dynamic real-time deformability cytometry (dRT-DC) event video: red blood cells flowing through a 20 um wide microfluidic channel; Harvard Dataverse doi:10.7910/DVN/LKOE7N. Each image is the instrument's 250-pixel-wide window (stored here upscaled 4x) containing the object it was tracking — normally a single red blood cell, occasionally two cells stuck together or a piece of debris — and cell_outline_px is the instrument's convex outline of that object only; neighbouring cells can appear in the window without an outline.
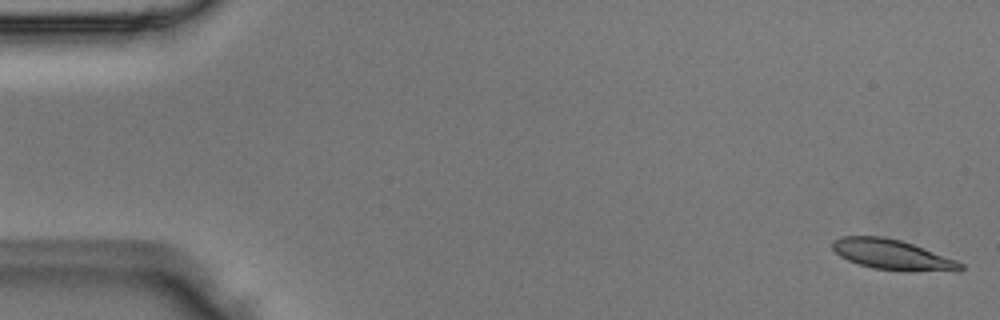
{"species": "Egyptian fruit bat (a non-hibernating species)", "species_latin": "Rousettus aegyptiacus", "temperature_condition": "room temperature", "stored_images_in_passage": 51, "segment_of_instrument_passage": [1, 2], "camera_frame_rate_fps": 3000, "um_per_image_px": 0.085, "animal": {"sex": "male"}, "frame": {"image": 1, "passage_image": 1, "time_ms": 0.0, "image_size_px": [1000, 320], "cell_outline_px": [[964, 268], [960, 272], [872, 268], [848, 260], [840, 256], [832, 248], [832, 240], [840, 236], [884, 236], [900, 240], [912, 244], [956, 260], [964, 264]], "centroid_in_image_um": [75.84, 21.63], "position_along_channel_um": 9.2, "area_um2": 22.2}}
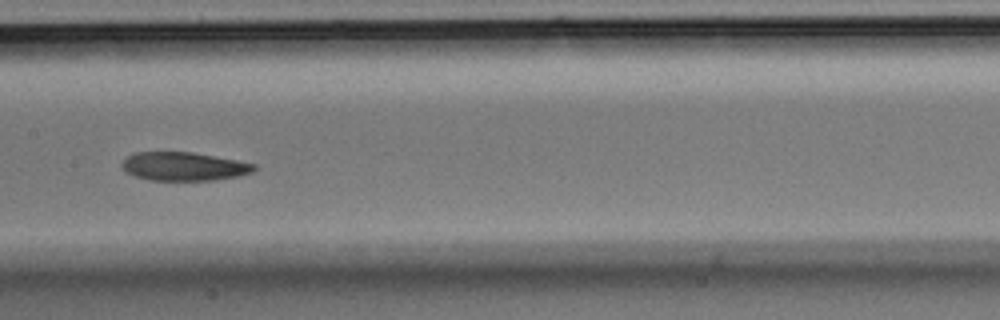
{"frame": {"image": 2, "passage_image": 25, "time_ms": 8.0, "image_size_px": [1000, 320], "cell_outline_px": [[256, 168], [252, 172], [240, 176], [216, 180], [148, 180], [136, 176], [128, 172], [120, 164], [124, 156], [136, 152], [192, 152], [236, 160], [256, 164]], "centroid_in_image_um": [15.62, 14.14], "position_along_channel_um": 191.8, "area_um2": 22.02}}
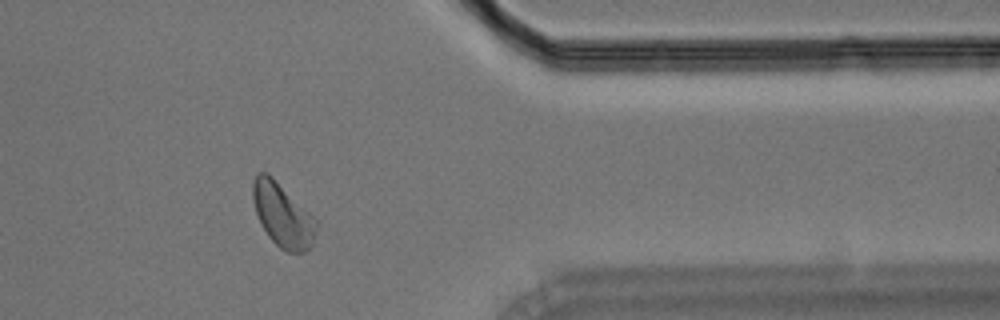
{"frame": {"image": 3, "passage_image": 41, "time_ms": 13.333, "image_size_px": [1000, 320], "cell_outline_px": [[320, 224], [312, 244], [304, 252], [288, 252], [280, 248], [268, 236], [260, 224], [252, 200], [252, 184], [256, 172], [268, 172]], "centroid_in_image_um": [24.01, 18.28], "position_along_channel_um": 387.4, "area_um2": 23.52}}